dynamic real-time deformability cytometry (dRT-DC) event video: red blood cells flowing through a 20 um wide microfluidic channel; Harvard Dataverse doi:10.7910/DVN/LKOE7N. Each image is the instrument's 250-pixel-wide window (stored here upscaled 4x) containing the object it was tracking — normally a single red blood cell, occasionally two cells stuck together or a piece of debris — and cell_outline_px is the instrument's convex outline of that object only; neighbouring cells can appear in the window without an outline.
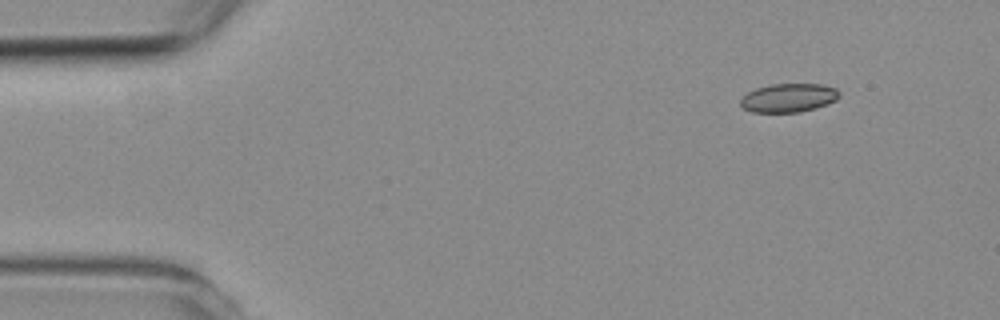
{"species": "common noctule bat (a hibernating species)", "species_latin": "Nyctalus noctula", "temperature_condition": "room temperature", "stored_images_in_passage": 4, "segment_of_instrument_passage": [2, 2], "camera_frame_rate_fps": 3000, "um_per_image_px": 0.085, "animal": {"sex": "female", "body_mass_g": 19.3, "forearm_length_mm": 54.1}, "frame": {"image": 1, "passage_image": 4, "time_ms": 4.333, "image_size_px": [1000, 320], "cell_outline_px": [[840, 96], [836, 100], [800, 112], [752, 112], [744, 108], [740, 104], [740, 100], [748, 92], [756, 88], [768, 84], [820, 84], [836, 88], [840, 92]], "centroid_in_image_um": [67.01, 8.3], "position_along_channel_um": 18.0, "area_um2": 16.36}}